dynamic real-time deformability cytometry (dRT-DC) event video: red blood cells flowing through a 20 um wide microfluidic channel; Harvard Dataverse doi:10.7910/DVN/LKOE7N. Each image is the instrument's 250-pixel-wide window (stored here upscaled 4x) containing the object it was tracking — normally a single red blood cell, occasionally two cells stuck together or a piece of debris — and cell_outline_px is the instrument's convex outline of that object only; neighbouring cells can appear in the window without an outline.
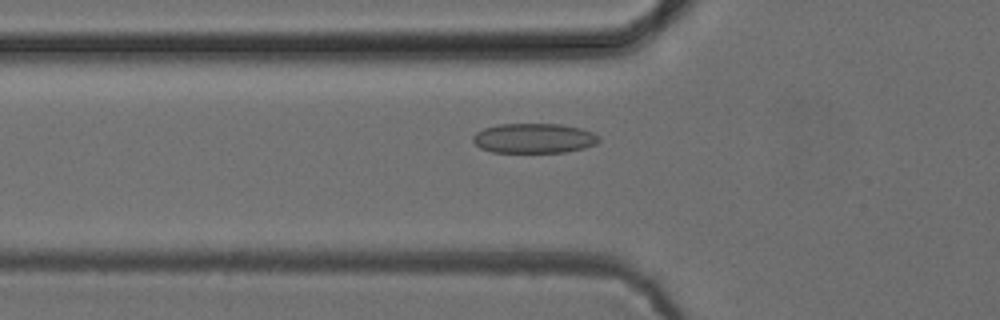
{"species": "common noctule bat (a hibernating species)", "species_latin": "Nyctalus noctula", "temperature_condition": "cold", "stored_images_in_passage": 52, "camera_frame_rate_fps": 3000, "um_per_image_px": 0.085, "animal": {"sex": "female", "body_mass_g": 24.6, "forearm_length_mm": 56.2}, "frame": {"image": 1, "passage_image": 18, "time_ms": 5.667, "image_size_px": [1000, 320], "cell_outline_px": [[600, 140], [596, 144], [584, 148], [564, 152], [492, 152], [480, 148], [472, 140], [472, 136], [476, 132], [484, 128], [500, 124], [560, 124], [580, 128], [592, 132], [600, 136]], "centroid_in_image_um": [45.39, 11.75], "position_along_channel_um": 80.4, "area_um2": 21.91}}
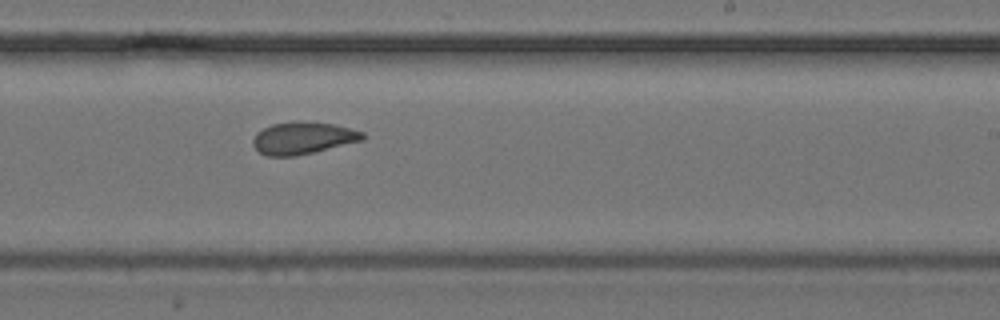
{"frame": {"image": 2, "passage_image": 32, "time_ms": 10.333, "image_size_px": [1000, 320], "cell_outline_px": [[364, 140], [296, 156], [268, 156], [260, 152], [252, 144], [252, 140], [256, 132], [272, 124], [332, 124], [364, 132]], "centroid_in_image_um": [25.73, 11.78], "position_along_channel_um": 263.3, "area_um2": 19.65}}
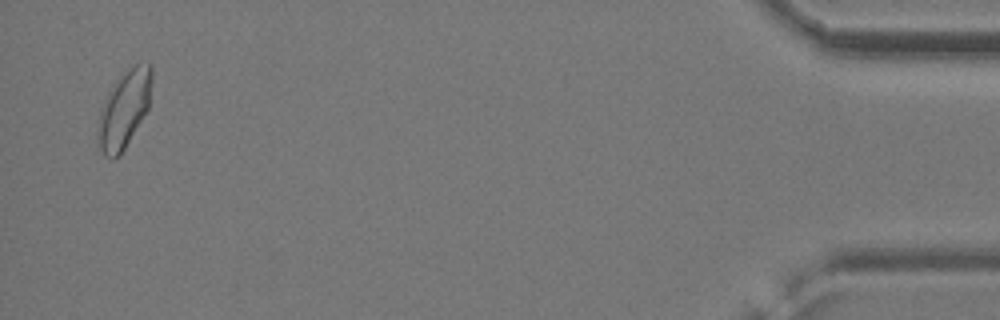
{"frame": {"image": 3, "passage_image": 51, "time_ms": 16.667, "image_size_px": [1000, 320], "cell_outline_px": [[152, 80], [148, 108], [120, 156], [112, 160], [104, 156], [96, 148], [96, 132], [100, 112], [104, 100], [112, 84], [128, 68], [136, 64], [148, 60], [152, 64]], "centroid_in_image_um": [10.52, 9.31], "position_along_channel_um": 424.7, "area_um2": 24.8}, "authors_computed_cell_mechanics": {"area_um2": 21.1837, "velocity_mm_per_s": 3.8942, "shape_relaxation_time_tau1_ms": 8.3991, "shape_relaxation_time_tau2_ms": 2.2331, "deformation_change_tau1": 0.1448, "deformation_change_tau2": 0.0786}}